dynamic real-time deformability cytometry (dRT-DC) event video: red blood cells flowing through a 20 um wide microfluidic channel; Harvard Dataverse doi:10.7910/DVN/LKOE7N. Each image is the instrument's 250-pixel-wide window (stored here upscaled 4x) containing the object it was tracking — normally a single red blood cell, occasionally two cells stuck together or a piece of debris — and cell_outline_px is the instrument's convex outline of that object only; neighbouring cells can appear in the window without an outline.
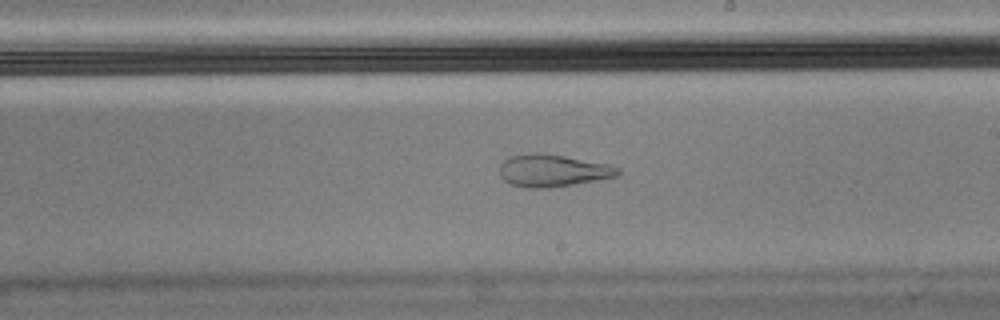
{"species": "Egyptian fruit bat (a non-hibernating species)", "species_latin": "Rousettus aegyptiacus", "temperature_condition": "cold", "stored_images_in_passage": 56, "camera_frame_rate_fps": 3000, "um_per_image_px": 0.085, "animal": {"sex": "male"}, "frame": {"image": 1, "passage_image": 32, "time_ms": 10.333, "image_size_px": [1000, 320], "cell_outline_px": [[620, 172], [616, 176], [572, 184], [548, 188], [528, 188], [512, 184], [504, 180], [500, 176], [500, 164], [508, 156], [536, 152], [564, 156], [612, 164], [620, 168]], "centroid_in_image_um": [46.97, 14.48], "position_along_channel_um": 242.0, "area_um2": 22.2}, "authors_computed_cell_mechanics": {"area_um2": 22.2241, "velocity_mm_per_s": 3.4935, "shape_relaxation_time_tau1_ms": null, "shape_relaxation_time_tau2_ms": 2.3155, "deformation_change_tau1": null, "deformation_change_tau2": 0.0991}}